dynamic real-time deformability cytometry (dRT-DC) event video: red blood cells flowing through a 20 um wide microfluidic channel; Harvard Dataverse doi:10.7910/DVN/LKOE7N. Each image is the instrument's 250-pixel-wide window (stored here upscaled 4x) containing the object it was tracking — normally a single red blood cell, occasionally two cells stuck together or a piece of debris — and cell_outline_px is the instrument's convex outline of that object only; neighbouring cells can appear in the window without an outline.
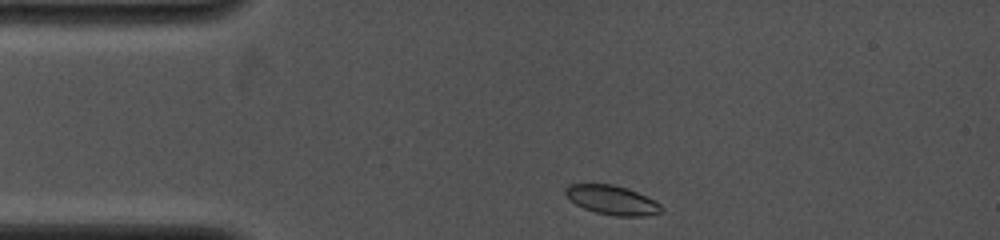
{"species": "common noctule bat (a hibernating species)", "species_latin": "Nyctalus noctula", "temperature_condition": "cold", "stored_images_in_passage": 63, "camera_frame_rate_fps": 4000, "um_per_image_px": 0.085, "animal": {"sex": "female", "body_mass_g": 19.0, "forearm_length_mm": 53.3}, "frame": {"image": 1, "passage_image": 1, "time_ms": 0.0, "image_size_px": [1000, 240], "cell_outline_px": [[664, 212], [644, 216], [616, 216], [596, 212], [584, 208], [576, 204], [564, 192], [564, 188], [568, 184], [612, 184], [628, 188], [660, 204], [664, 208]], "centroid_in_image_um": [52.03, 17.0], "position_along_channel_um": 33.0, "area_um2": 16.18}}
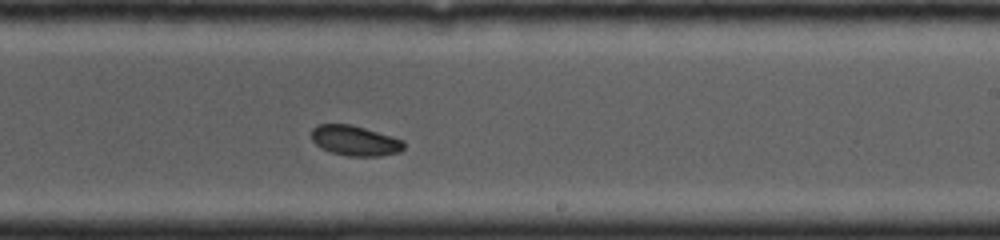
{"frame": {"image": 2, "passage_image": 37, "time_ms": 6.25, "image_size_px": [1000, 240], "cell_outline_px": [[404, 148], [400, 152], [380, 156], [348, 156], [332, 152], [320, 148], [312, 140], [312, 128], [320, 124], [352, 124], [404, 140]], "centroid_in_image_um": [30.18, 11.95], "position_along_channel_um": 258.8, "area_um2": 16.24}}
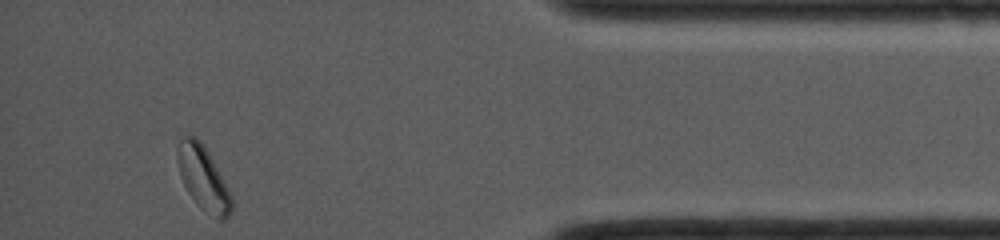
{"frame": {"image": 3, "passage_image": 62, "time_ms": 10.75, "image_size_px": [1000, 240], "cell_outline_px": [[232, 212], [224, 220], [220, 220], [200, 208], [196, 204], [188, 192], [180, 176], [176, 156], [176, 152], [180, 136], [192, 136], [200, 140], [204, 144], [228, 188], [232, 196]], "centroid_in_image_um": [17.26, 15.14], "position_along_channel_um": 417.9, "area_um2": 20.23}}